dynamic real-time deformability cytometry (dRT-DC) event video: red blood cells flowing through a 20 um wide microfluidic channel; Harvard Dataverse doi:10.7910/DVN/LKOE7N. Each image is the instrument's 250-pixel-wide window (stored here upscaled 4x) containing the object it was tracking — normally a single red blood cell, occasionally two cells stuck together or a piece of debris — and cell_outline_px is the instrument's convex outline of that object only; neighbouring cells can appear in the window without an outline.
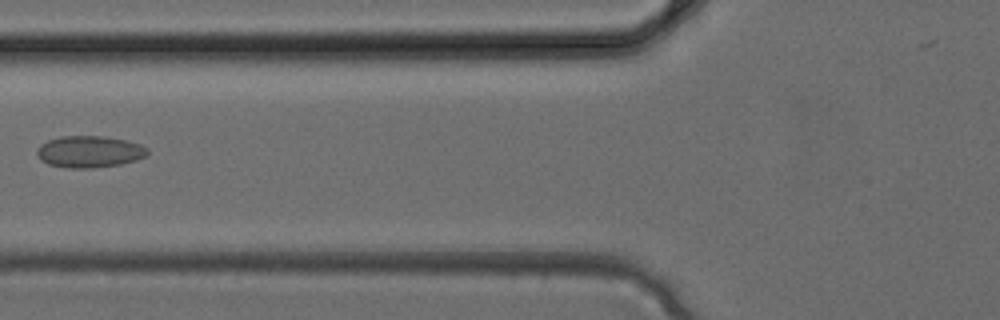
{"species": "common noctule bat (a hibernating species)", "species_latin": "Nyctalus noctula", "temperature_condition": "cold", "stored_images_in_passage": 3, "camera_frame_rate_fps": 3000, "um_per_image_px": 0.085, "animal": {"sex": "female", "body_mass_g": 24.6, "forearm_length_mm": 56.2}, "frame": {"image": 1, "passage_image": 3, "time_ms": 0.667, "image_size_px": [1000, 320], "cell_outline_px": [[148, 152], [144, 156], [136, 160], [120, 164], [92, 168], [64, 168], [48, 164], [40, 160], [36, 152], [36, 148], [40, 144], [48, 140], [60, 136], [104, 136], [124, 140], [140, 144], [148, 148]], "centroid_in_image_um": [7.55, 12.89], "position_along_channel_um": 118.2, "area_um2": 20.52}}